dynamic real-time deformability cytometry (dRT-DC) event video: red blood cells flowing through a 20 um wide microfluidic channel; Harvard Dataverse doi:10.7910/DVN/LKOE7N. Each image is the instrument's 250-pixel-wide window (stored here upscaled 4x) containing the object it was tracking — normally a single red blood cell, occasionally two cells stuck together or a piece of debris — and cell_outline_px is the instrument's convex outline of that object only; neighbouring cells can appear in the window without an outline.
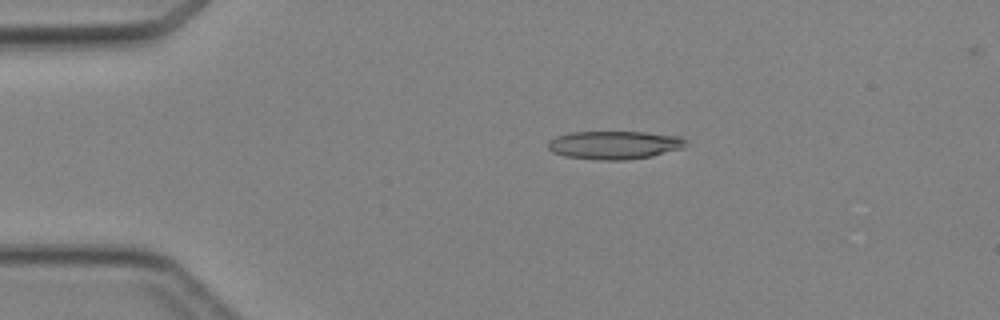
{"species": "Egyptian fruit bat (a non-hibernating species)", "species_latin": "Rousettus aegyptiacus", "temperature_condition": "cold", "stored_images_in_passage": 3, "camera_frame_rate_fps": 3000, "um_per_image_px": 0.085, "animal": {"sex": "female"}, "frame": {"image": 1, "passage_image": 2, "time_ms": 2.0, "image_size_px": [1000, 320], "cell_outline_px": [[688, 144], [684, 148], [652, 156], [628, 160], [596, 160], [564, 156], [552, 152], [548, 148], [548, 140], [556, 136], [572, 132], [644, 132], [680, 136], [688, 140]], "centroid_in_image_um": [52.25, 12.33], "position_along_channel_um": 32.7, "area_um2": 23.0}}